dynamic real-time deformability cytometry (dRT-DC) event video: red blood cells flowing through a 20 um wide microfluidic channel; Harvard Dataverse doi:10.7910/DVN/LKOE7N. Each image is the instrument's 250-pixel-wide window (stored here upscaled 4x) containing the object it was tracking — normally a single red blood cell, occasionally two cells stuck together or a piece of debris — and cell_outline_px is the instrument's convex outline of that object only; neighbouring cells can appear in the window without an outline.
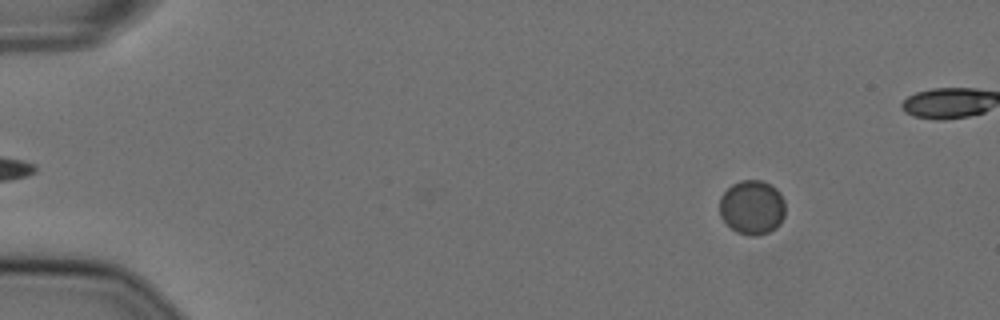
{"species": "Egyptian fruit bat (a non-hibernating species)", "species_latin": "Rousettus aegyptiacus", "temperature_condition": "cold", "stored_images_in_passage": 59, "camera_frame_rate_fps": 3000, "um_per_image_px": 0.085, "animal": {"sex": "female"}, "frame": {"image": 1, "passage_image": 9, "time_ms": 2.667, "image_size_px": [1000, 320], "cell_outline_px": [[784, 216], [780, 224], [776, 228], [768, 232], [756, 236], [748, 236], [736, 232], [720, 216], [720, 196], [732, 184], [740, 180], [760, 180], [776, 188], [780, 192], [784, 200]], "centroid_in_image_um": [63.93, 17.63], "position_along_channel_um": 21.1, "area_um2": 20.87}}
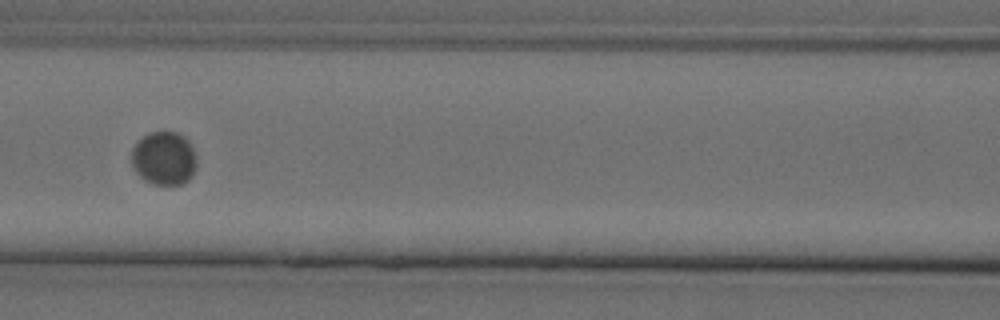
{"frame": {"image": 2, "passage_image": 28, "time_ms": 9.0, "image_size_px": [1000, 320], "cell_outline_px": [[196, 168], [192, 176], [188, 180], [180, 184], [152, 184], [144, 180], [132, 168], [132, 148], [148, 132], [176, 132], [184, 136], [188, 140], [196, 156]], "centroid_in_image_um": [13.94, 13.46], "position_along_channel_um": 152.7, "area_um2": 20.29}}
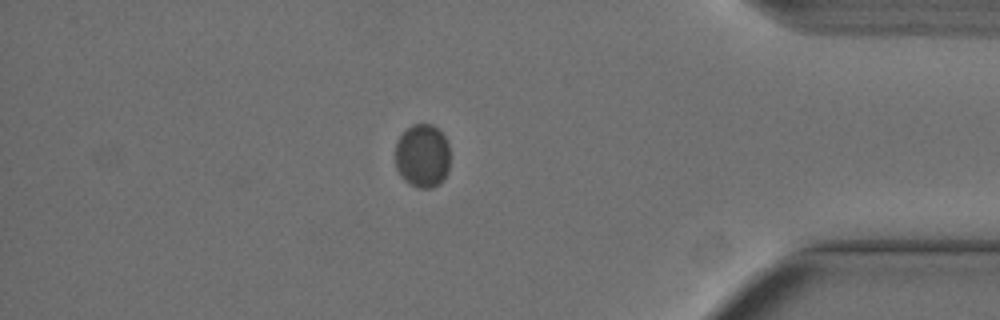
{"frame": {"image": 3, "passage_image": 51, "time_ms": 16.667, "image_size_px": [1000, 320], "cell_outline_px": [[448, 172], [440, 184], [432, 188], [416, 188], [404, 180], [400, 176], [396, 168], [396, 140], [412, 124], [432, 124], [444, 136], [448, 144]], "centroid_in_image_um": [35.89, 13.27], "position_along_channel_um": 399.3, "area_um2": 20.35}}